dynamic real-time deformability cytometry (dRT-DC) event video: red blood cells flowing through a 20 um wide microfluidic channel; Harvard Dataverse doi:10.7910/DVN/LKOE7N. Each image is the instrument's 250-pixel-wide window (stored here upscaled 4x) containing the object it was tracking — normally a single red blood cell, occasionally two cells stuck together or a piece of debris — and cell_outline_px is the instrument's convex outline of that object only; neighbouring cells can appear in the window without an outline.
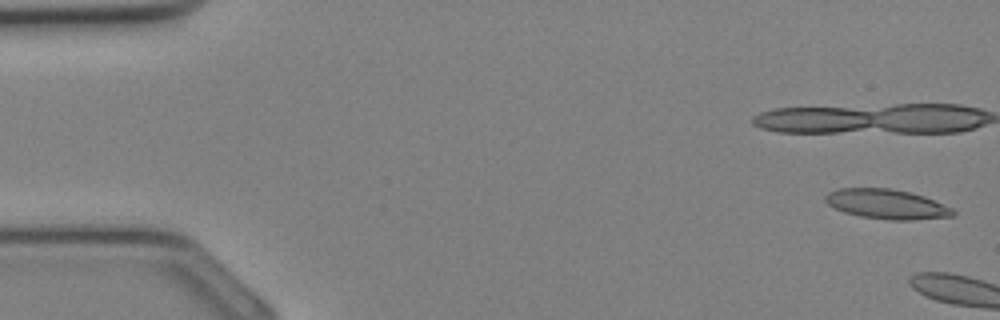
{"species": "Egyptian fruit bat (a non-hibernating species)", "species_latin": "Rousettus aegyptiacus", "temperature_condition": "cold", "stored_images_in_passage": 3, "camera_frame_rate_fps": 3000, "um_per_image_px": 0.085, "animal": {"sex": "female"}, "frame": {"image": 1, "passage_image": 1, "time_ms": 0.0, "image_size_px": [1000, 320], "cell_outline_px": [[956, 212], [952, 216], [912, 220], [892, 220], [860, 216], [844, 212], [828, 204], [824, 200], [824, 196], [828, 192], [840, 188], [888, 188], [908, 192], [924, 196], [952, 208]], "centroid_in_image_um": [75.35, 17.35], "position_along_channel_um": 9.6, "area_um2": 21.91}}